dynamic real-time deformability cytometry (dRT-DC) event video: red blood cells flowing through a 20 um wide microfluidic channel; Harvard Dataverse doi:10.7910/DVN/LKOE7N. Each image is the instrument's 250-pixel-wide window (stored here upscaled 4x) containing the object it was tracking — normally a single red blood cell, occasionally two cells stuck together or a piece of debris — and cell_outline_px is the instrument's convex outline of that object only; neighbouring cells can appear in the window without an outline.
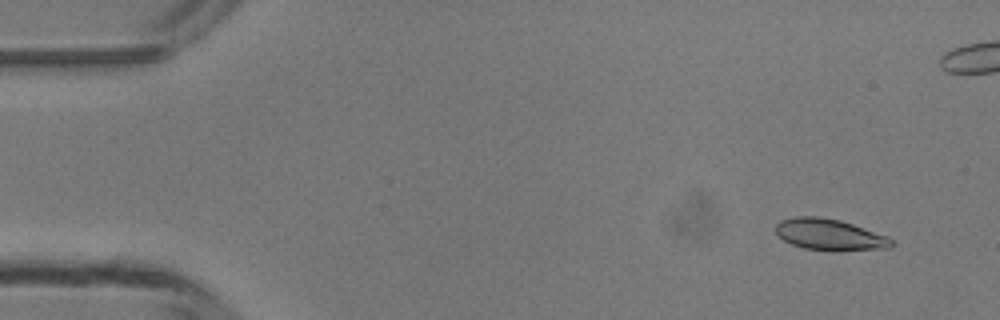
{"species": "common noctule bat (a hibernating species)", "species_latin": "Nyctalus noctula", "temperature_condition": "room temperature", "stored_images_in_passage": 49, "camera_frame_rate_fps": 3000, "um_per_image_px": 0.085, "animal": {"sex": "male", "body_mass_g": 13.3}, "frame": {"image": 1, "passage_image": 4, "time_ms": 1.0, "image_size_px": [1000, 320], "cell_outline_px": [[896, 244], [892, 248], [840, 252], [832, 252], [804, 248], [792, 244], [784, 240], [776, 232], [776, 224], [780, 220], [792, 216], [816, 216], [840, 220], [888, 236]], "centroid_in_image_um": [70.56, 19.97], "position_along_channel_um": 14.4, "area_um2": 21.62}}
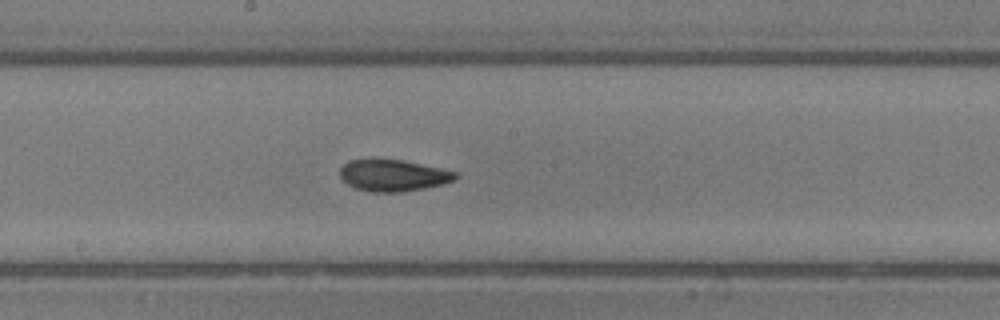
{"frame": {"image": 2, "passage_image": 26, "time_ms": 8.333, "image_size_px": [1000, 320], "cell_outline_px": [[460, 176], [456, 180], [444, 184], [424, 188], [400, 192], [372, 192], [356, 188], [340, 180], [340, 168], [348, 160], [372, 156], [400, 160], [440, 168], [456, 172]], "centroid_in_image_um": [33.37, 14.88], "position_along_channel_um": 214.8, "area_um2": 21.91}}
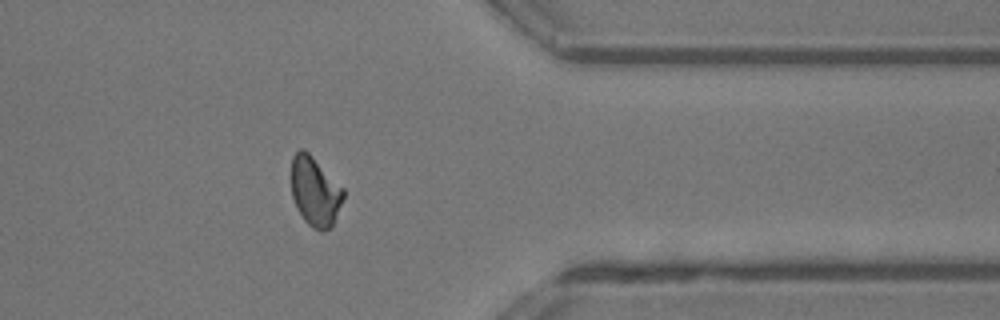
{"frame": {"image": 3, "passage_image": 39, "time_ms": 12.667, "image_size_px": [1000, 320], "cell_outline_px": [[344, 196], [332, 228], [324, 232], [320, 232], [312, 228], [304, 220], [296, 208], [292, 196], [292, 156], [300, 148], [304, 148], [344, 188]], "centroid_in_image_um": [26.78, 16.31], "position_along_channel_um": 384.6, "area_um2": 21.21}, "authors_computed_cell_mechanics": {"area_um2": 21.2126, "velocity_mm_per_s": 4.265, "shape_relaxation_time_tau1_ms": 3.2357, "shape_relaxation_time_tau2_ms": 1.8235, "deformation_change_tau1": 0.1268, "deformation_change_tau2": 0.0616}}